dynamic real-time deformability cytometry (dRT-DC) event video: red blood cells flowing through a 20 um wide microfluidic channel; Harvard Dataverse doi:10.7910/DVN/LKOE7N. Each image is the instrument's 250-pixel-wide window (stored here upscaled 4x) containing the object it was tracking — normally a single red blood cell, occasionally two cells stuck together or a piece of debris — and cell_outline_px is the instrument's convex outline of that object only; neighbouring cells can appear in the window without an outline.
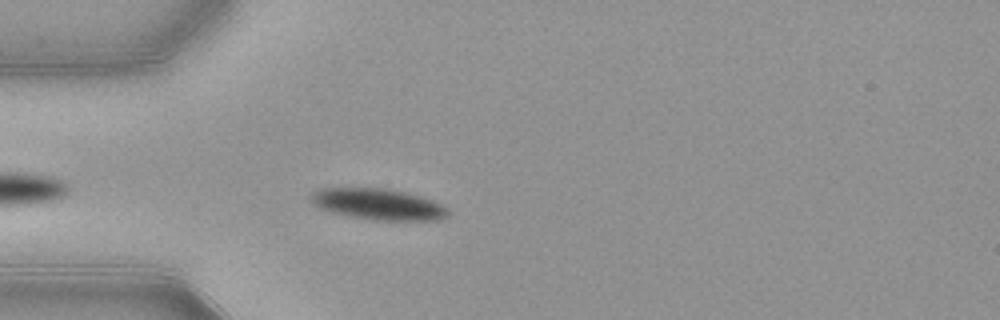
{"species": "common noctule bat (a hibernating species)", "species_latin": "Nyctalus noctula", "temperature_condition": "warm", "stored_images_in_passage": 37, "camera_frame_rate_fps": 3000, "um_per_image_px": 0.085, "animal": {"sex": "female", "body_mass_g": 21.9}, "frame": {"image": 1, "passage_image": 4, "time_ms": 1.0, "image_size_px": [1000, 320], "cell_outline_px": [[448, 216], [440, 220], [376, 220], [348, 216], [332, 212], [320, 208], [308, 196], [312, 192], [320, 188], [388, 188], [408, 192], [432, 200], [448, 208]], "centroid_in_image_um": [32.16, 17.35], "position_along_channel_um": 52.8, "area_um2": 24.91}}
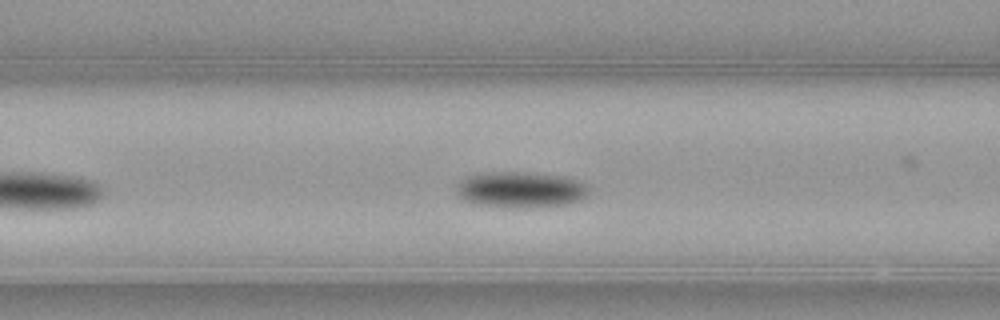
{"frame": {"image": 2, "passage_image": 10, "time_ms": 3.0, "image_size_px": [1000, 320], "cell_outline_px": [[588, 196], [580, 200], [568, 204], [528, 208], [516, 208], [472, 204], [464, 200], [456, 192], [456, 184], [460, 180], [468, 176], [488, 172], [528, 172], [568, 176], [580, 180], [588, 184]], "centroid_in_image_um": [44.29, 16.12], "position_along_channel_um": 122.3, "area_um2": 28.38}}
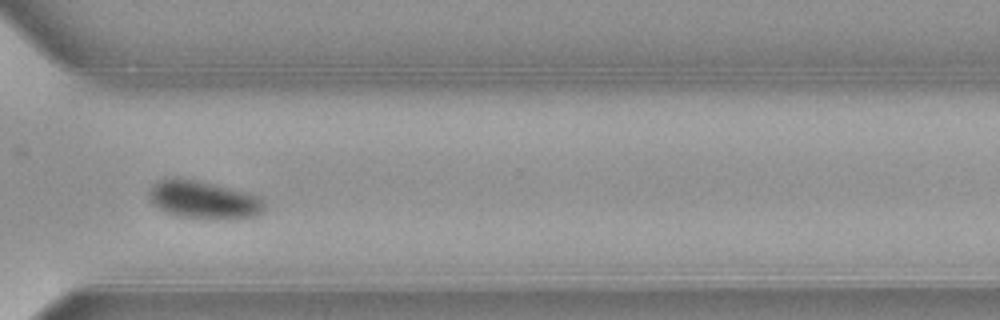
{"frame": {"image": 3, "passage_image": 28, "time_ms": 9.0, "image_size_px": [1000, 320], "cell_outline_px": [[264, 212], [256, 216], [236, 220], [208, 220], [176, 216], [164, 212], [152, 204], [148, 196], [148, 188], [156, 180], [168, 176], [176, 176], [248, 192], [264, 200]], "centroid_in_image_um": [17.26, 17.0], "position_along_channel_um": 353.3, "area_um2": 26.53}, "authors_computed_cell_mechanics": {"area_um2": 26.5302, "velocity_mm_per_s": 3.8422, "shape_relaxation_time_tau1_ms": 2.3943, "shape_relaxation_time_tau2_ms": null, "deformation_change_tau1": 0.1025, "deformation_change_tau2": null}}